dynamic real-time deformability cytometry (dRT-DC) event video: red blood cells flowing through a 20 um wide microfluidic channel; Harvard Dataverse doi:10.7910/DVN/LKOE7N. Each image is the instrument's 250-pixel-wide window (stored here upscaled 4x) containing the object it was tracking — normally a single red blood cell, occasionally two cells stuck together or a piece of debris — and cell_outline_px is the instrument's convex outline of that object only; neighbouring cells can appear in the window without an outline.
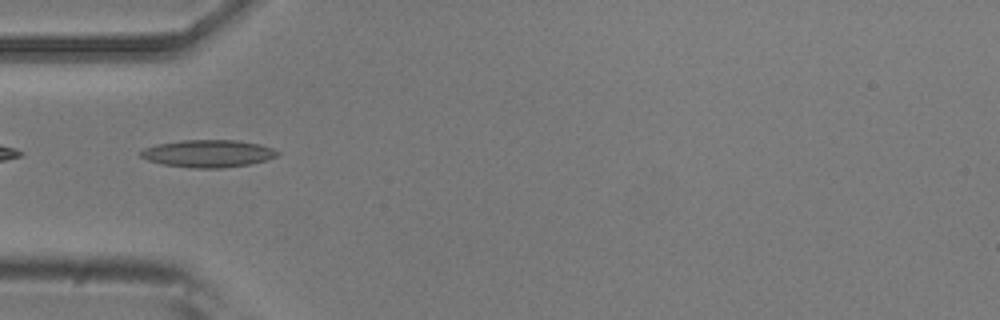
{"species": "common noctule bat (a hibernating species)", "species_latin": "Nyctalus noctula", "temperature_condition": "room temperature", "stored_images_in_passage": 19, "camera_frame_rate_fps": 3000, "um_per_image_px": 0.085, "animal": {"sex": "male", "body_mass_g": 20.5, "forearm_length_mm": 52.5}, "frame": {"image": 1, "passage_image": 1, "time_ms": 0.0, "image_size_px": [1000, 320], "cell_outline_px": [[280, 152], [276, 156], [268, 160], [248, 164], [220, 168], [192, 168], [164, 164], [148, 160], [140, 156], [140, 152], [144, 148], [156, 144], [180, 140], [236, 140], [260, 144], [272, 148]], "centroid_in_image_um": [17.69, 13.04], "position_along_channel_um": 67.3, "area_um2": 21.79}}
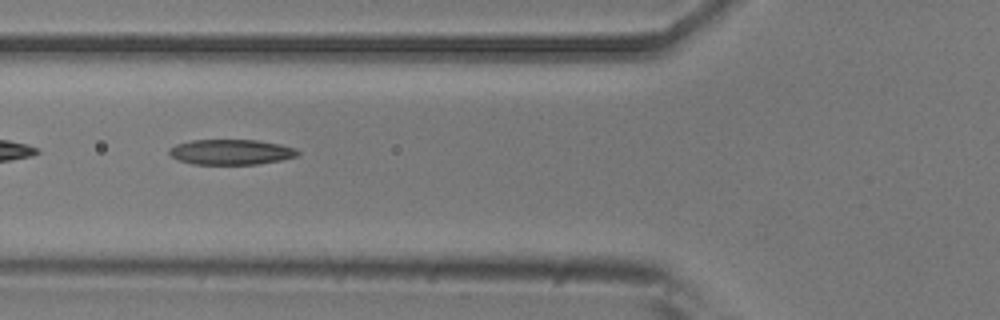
{"frame": {"image": 2, "passage_image": 4, "time_ms": 1.0, "image_size_px": [1000, 320], "cell_outline_px": [[300, 152], [296, 156], [280, 160], [260, 164], [192, 164], [180, 160], [172, 156], [168, 152], [168, 148], [176, 144], [192, 140], [256, 140], [280, 144], [296, 148]], "centroid_in_image_um": [19.64, 12.92], "position_along_channel_um": 106.2, "area_um2": 18.9}}
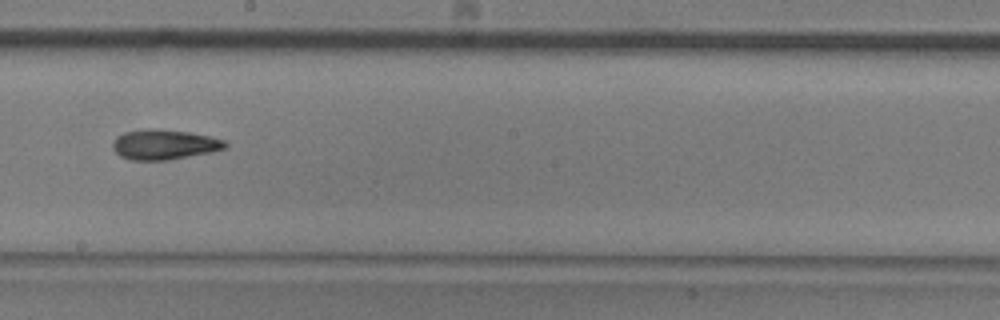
{"frame": {"image": 3, "passage_image": 14, "time_ms": 4.333, "image_size_px": [1000, 320], "cell_outline_px": [[228, 144], [224, 148], [212, 152], [168, 160], [128, 160], [120, 156], [112, 148], [112, 144], [116, 136], [124, 132], [148, 128], [152, 128], [188, 132], [208, 136], [224, 140]], "centroid_in_image_um": [13.92, 12.29], "position_along_channel_um": 234.3, "area_um2": 19.71}}